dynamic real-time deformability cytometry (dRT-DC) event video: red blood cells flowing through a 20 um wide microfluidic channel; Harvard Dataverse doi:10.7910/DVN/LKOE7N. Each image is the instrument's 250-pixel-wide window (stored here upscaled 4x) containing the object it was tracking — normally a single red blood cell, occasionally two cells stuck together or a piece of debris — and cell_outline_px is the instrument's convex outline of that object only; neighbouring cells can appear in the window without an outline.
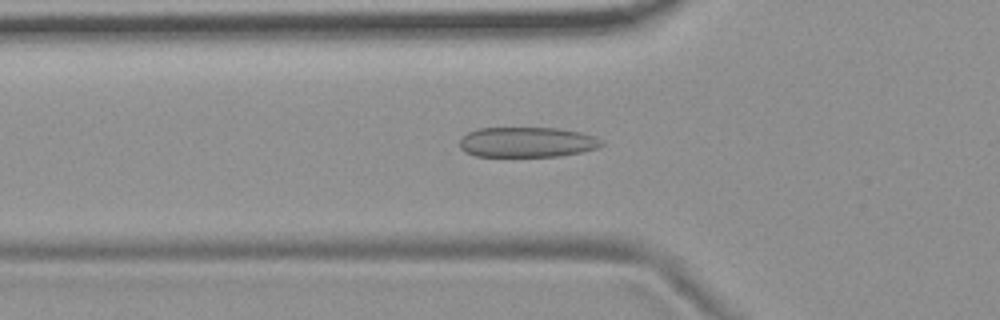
{"species": "common noctule bat (a hibernating species)", "species_latin": "Nyctalus noctula", "temperature_condition": "room temperature", "stored_images_in_passage": 53, "camera_frame_rate_fps": 3000, "um_per_image_px": 0.085, "animal": {"sex": "female", "body_mass_g": 19.9}, "frame": {"image": 1, "passage_image": 17, "time_ms": 5.333, "image_size_px": [1000, 320], "cell_outline_px": [[604, 144], [600, 148], [560, 156], [476, 156], [460, 148], [460, 140], [468, 132], [476, 128], [556, 128], [580, 132], [596, 136], [604, 140]], "centroid_in_image_um": [44.86, 12.08], "position_along_channel_um": 80.9, "area_um2": 25.03}}
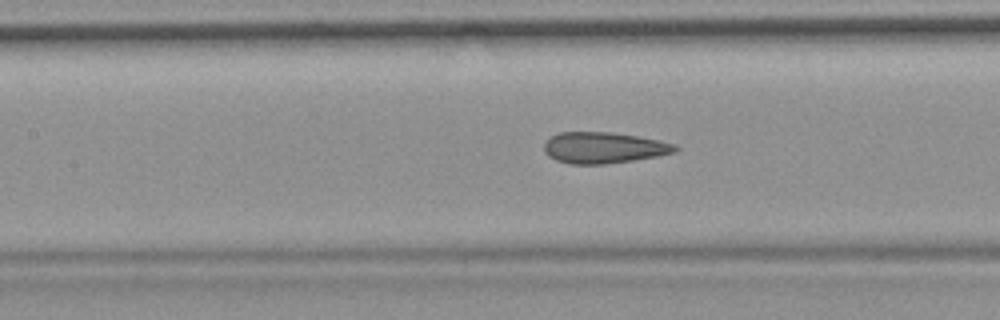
{"frame": {"image": 2, "passage_image": 23, "time_ms": 7.333, "image_size_px": [1000, 320], "cell_outline_px": [[680, 148], [676, 152], [656, 156], [632, 160], [604, 164], [568, 164], [556, 160], [548, 156], [544, 152], [544, 144], [552, 136], [560, 132], [612, 132], [660, 140], [676, 144]], "centroid_in_image_um": [51.32, 12.55], "position_along_channel_um": 156.1, "area_um2": 23.81}}
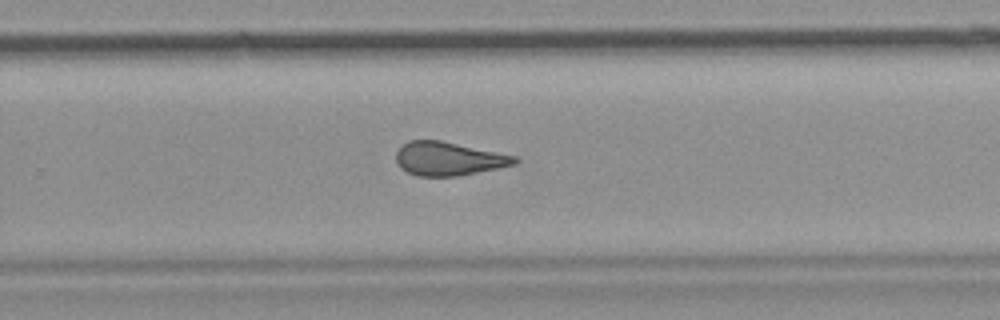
{"frame": {"image": 3, "passage_image": 34, "time_ms": 11.0, "image_size_px": [1000, 320], "cell_outline_px": [[520, 160], [516, 164], [456, 176], [416, 176], [400, 168], [396, 164], [396, 152], [408, 140], [440, 140], [516, 156]], "centroid_in_image_um": [38.1, 13.49], "position_along_channel_um": 291.7, "area_um2": 23.06}, "authors_computed_cell_mechanics": {"area_um2": 24.2182, "velocity_mm_per_s": 3.7169, "shape_relaxation_time_tau1_ms": 10.2497, "shape_relaxation_time_tau2_ms": 1.6647, "deformation_change_tau1": 0.1968, "deformation_change_tau2": 0.1069}}